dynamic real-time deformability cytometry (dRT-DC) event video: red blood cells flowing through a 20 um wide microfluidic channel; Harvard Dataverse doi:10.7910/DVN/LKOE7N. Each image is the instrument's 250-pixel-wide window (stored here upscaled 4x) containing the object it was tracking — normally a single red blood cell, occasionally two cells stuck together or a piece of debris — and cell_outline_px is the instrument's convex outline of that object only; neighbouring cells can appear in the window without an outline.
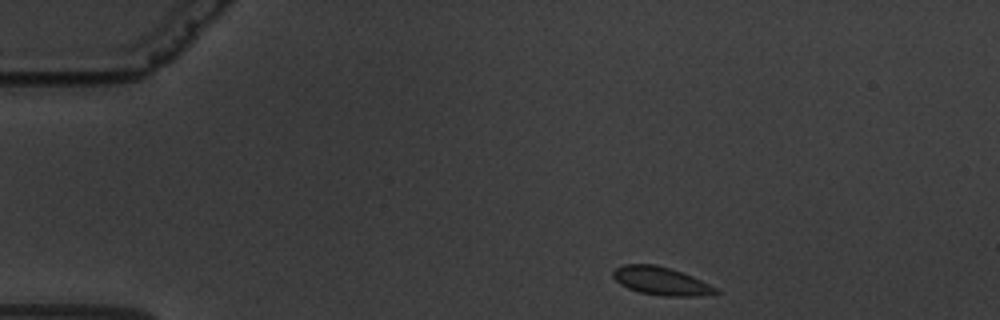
{"species": "common noctule bat (a hibernating species)", "species_latin": "Nyctalus noctula", "temperature_condition": "warm", "stored_images_in_passage": 51, "camera_frame_rate_fps": 3000, "um_per_image_px": 0.085, "animal": {"sex": "male", "body_mass_g": 19.5, "forearm_length_mm": 54.6}, "frame": {"image": 1, "passage_image": 1, "time_ms": 0.0, "image_size_px": [1000, 320], "cell_outline_px": [[720, 292], [700, 296], [664, 296], [640, 292], [628, 288], [620, 284], [612, 276], [612, 272], [616, 268], [624, 264], [656, 264], [692, 276], [716, 288]], "centroid_in_image_um": [56.16, 23.88], "position_along_channel_um": 28.8, "area_um2": 16.59}}
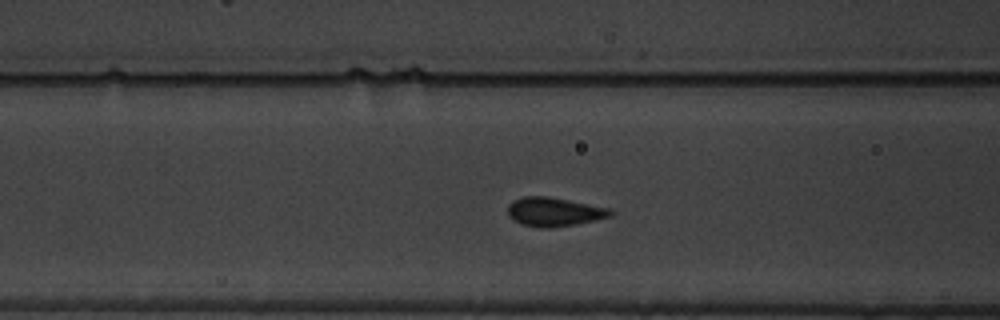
{"frame": {"image": 2, "passage_image": 15, "time_ms": 4.667, "image_size_px": [1000, 320], "cell_outline_px": [[616, 212], [612, 216], [596, 220], [576, 224], [552, 228], [540, 228], [524, 224], [512, 220], [508, 216], [508, 204], [512, 200], [524, 196], [548, 196], [612, 208]], "centroid_in_image_um": [47.13, 18.0], "position_along_channel_um": 119.5, "area_um2": 17.63}}
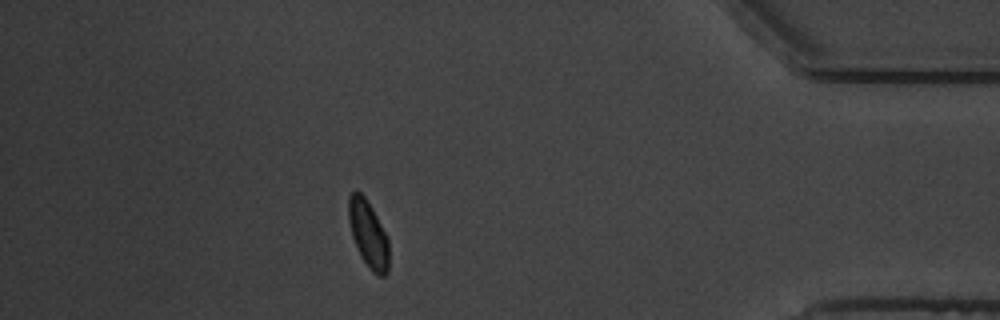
{"frame": {"image": 3, "passage_image": 44, "time_ms": 14.333, "image_size_px": [1000, 320], "cell_outline_px": [[388, 272], [384, 276], [376, 276], [372, 272], [360, 256], [352, 236], [348, 220], [348, 196], [356, 188], [368, 200], [388, 236]], "centroid_in_image_um": [31.3, 19.87], "position_along_channel_um": 403.9, "area_um2": 16.07}, "authors_computed_cell_mechanics": {"area_um2": 16.5308, "velocity_mm_per_s": 3.3526, "shape_relaxation_time_tau1_ms": 6.2389, "shape_relaxation_time_tau2_ms": null, "deformation_change_tau1": 0.1034, "deformation_change_tau2": null}}